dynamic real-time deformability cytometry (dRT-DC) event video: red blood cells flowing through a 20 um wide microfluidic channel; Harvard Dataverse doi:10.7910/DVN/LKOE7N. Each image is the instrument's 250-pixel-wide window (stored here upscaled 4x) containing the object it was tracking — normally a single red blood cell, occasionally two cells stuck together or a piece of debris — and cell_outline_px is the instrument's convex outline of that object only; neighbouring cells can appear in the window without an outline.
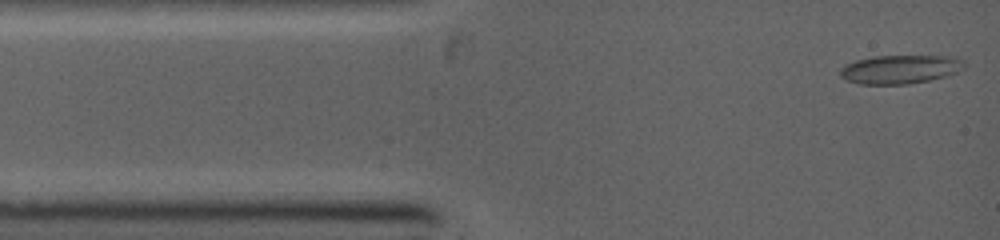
{"species": "common noctule bat (a hibernating species)", "species_latin": "Nyctalus noctula", "temperature_condition": "warm", "stored_images_in_passage": 50, "camera_frame_rate_fps": 5000, "um_per_image_px": 0.085, "animal": {"sex": "female", "body_mass_g": 19.0, "forearm_length_mm": 53.3}, "frame": {"image": 1, "passage_image": 1, "time_ms": 0.0, "image_size_px": [1000, 240], "cell_outline_px": [[964, 68], [956, 72], [944, 76], [928, 80], [908, 84], [860, 84], [844, 80], [840, 76], [840, 68], [844, 64], [856, 60], [872, 56], [952, 56], [964, 60]], "centroid_in_image_um": [76.46, 5.88], "position_along_channel_um": 8.5, "area_um2": 20.81}}
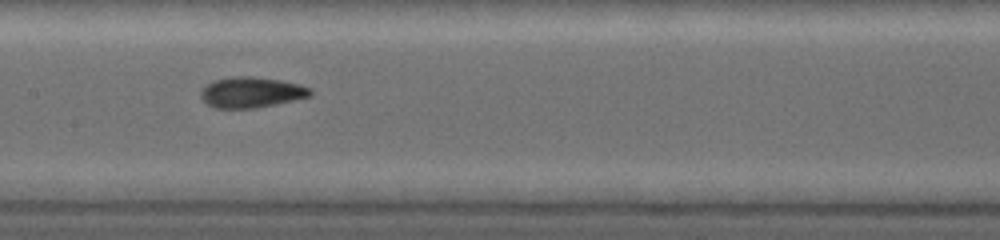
{"frame": {"image": 2, "passage_image": 22, "time_ms": 5.0, "image_size_px": [1000, 240], "cell_outline_px": [[312, 96], [276, 104], [256, 108], [216, 108], [208, 104], [200, 96], [200, 92], [208, 84], [216, 80], [232, 76], [252, 76], [280, 80], [300, 84], [312, 88]], "centroid_in_image_um": [21.41, 7.84], "position_along_channel_um": 186.0, "area_um2": 19.54}}
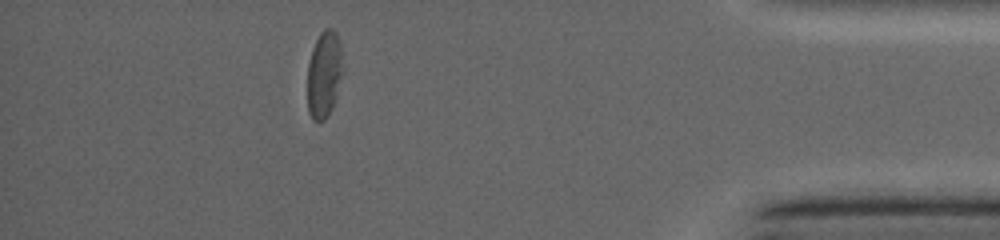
{"frame": {"image": 3, "passage_image": 43, "time_ms": 10.8, "image_size_px": [1000, 240], "cell_outline_px": [[344, 72], [332, 108], [328, 116], [324, 120], [312, 120], [308, 112], [308, 64], [312, 48], [320, 32], [324, 28], [332, 28], [336, 32], [340, 40]], "centroid_in_image_um": [27.57, 6.29], "position_along_channel_um": 407.6, "area_um2": 18.26}}